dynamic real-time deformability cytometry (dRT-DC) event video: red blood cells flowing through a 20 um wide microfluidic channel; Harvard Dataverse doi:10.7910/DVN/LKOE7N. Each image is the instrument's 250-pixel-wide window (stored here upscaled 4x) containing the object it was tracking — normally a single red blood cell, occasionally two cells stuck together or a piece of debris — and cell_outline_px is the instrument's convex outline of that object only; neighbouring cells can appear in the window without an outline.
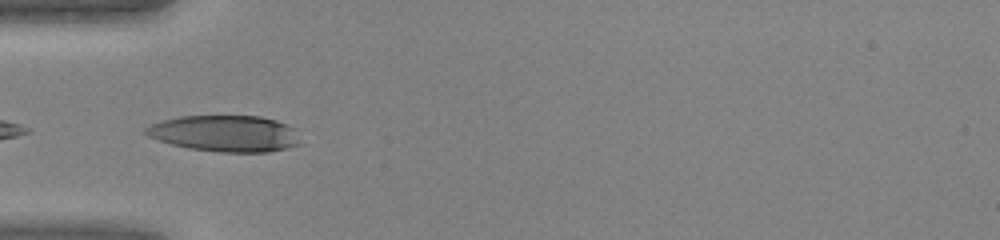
{"species": "human", "species_latin": "Homo sapiens", "temperature_condition": "warm", "stored_images_in_passage": 12, "camera_frame_rate_fps": 3000, "um_per_image_px": 0.085, "donor": {"sex": "female"}, "frame": {"image": 1, "passage_image": 1, "time_ms": 0.0, "image_size_px": [1000, 240], "cell_outline_px": [[300, 144], [288, 148], [268, 152], [220, 152], [188, 148], [172, 144], [148, 136], [144, 132], [144, 128], [152, 124], [164, 120], [180, 116], [260, 116], [276, 120], [292, 128]], "centroid_in_image_um": [19.11, 11.35], "position_along_channel_um": 65.9, "area_um2": 32.37}}
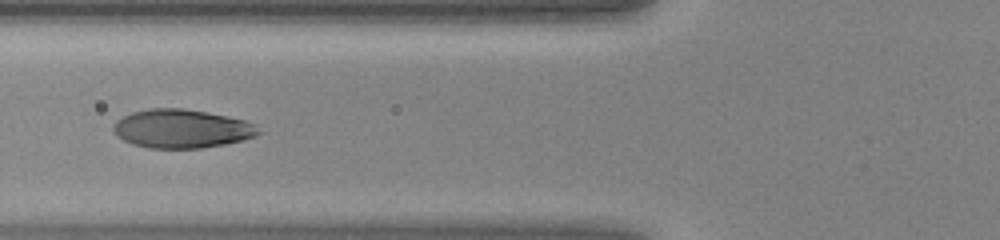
{"frame": {"image": 2, "passage_image": 4, "time_ms": 1.0, "image_size_px": [1000, 240], "cell_outline_px": [[264, 132], [256, 136], [244, 140], [224, 144], [200, 148], [148, 148], [132, 144], [116, 136], [112, 128], [116, 120], [132, 112], [148, 108], [184, 108], [228, 116], [248, 120], [256, 124]], "centroid_in_image_um": [15.49, 10.93], "position_along_channel_um": 110.3, "area_um2": 33.12}}
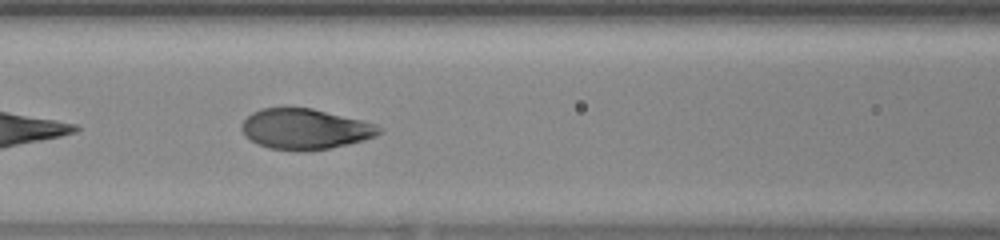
{"frame": {"image": 3, "passage_image": 6, "time_ms": 1.667, "image_size_px": [1000, 240], "cell_outline_px": [[384, 128], [376, 136], [364, 140], [328, 148], [300, 152], [268, 148], [244, 136], [240, 128], [240, 124], [252, 112], [260, 108], [312, 108], [376, 124]], "centroid_in_image_um": [25.9, 10.97], "position_along_channel_um": 140.7, "area_um2": 32.43}}